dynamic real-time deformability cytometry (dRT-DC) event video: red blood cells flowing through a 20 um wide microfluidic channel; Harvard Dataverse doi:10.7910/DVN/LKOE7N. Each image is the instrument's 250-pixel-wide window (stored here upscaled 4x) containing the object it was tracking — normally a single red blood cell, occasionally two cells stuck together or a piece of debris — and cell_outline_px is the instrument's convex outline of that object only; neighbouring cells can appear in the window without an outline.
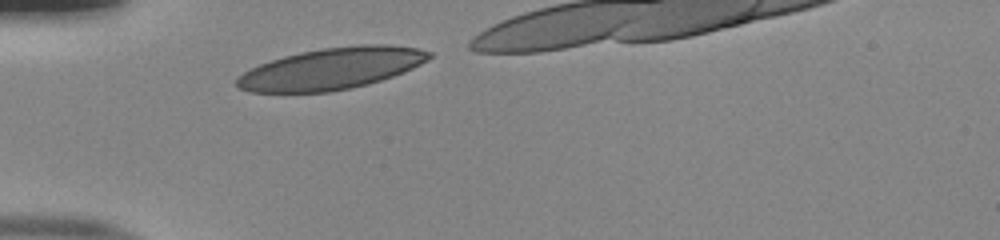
{"species": "human", "species_latin": "Homo sapiens", "temperature_condition": "room temperature", "stored_images_in_passage": 28, "camera_frame_rate_fps": 3000, "um_per_image_px": 0.085, "donor": {"sex": "male"}, "frame": {"image": 1, "passage_image": 1, "time_ms": 0.0, "image_size_px": [1000, 240], "cell_outline_px": [[432, 56], [428, 60], [404, 72], [368, 84], [352, 88], [328, 92], [252, 92], [236, 88], [236, 76], [260, 64], [284, 56], [300, 52], [320, 48], [360, 44], [388, 44], [420, 48], [432, 52]], "centroid_in_image_um": [28.18, 5.82], "position_along_channel_um": 56.8, "area_um2": 46.7}}
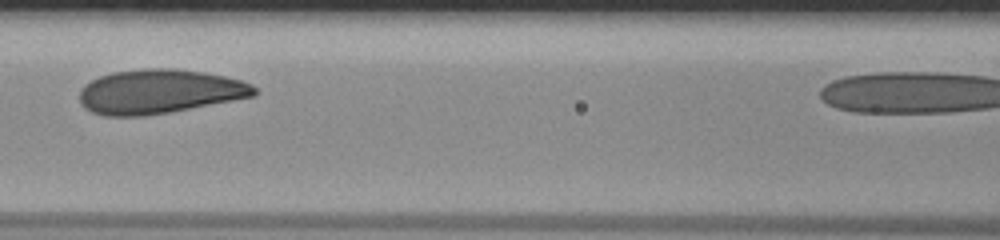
{"frame": {"image": 2, "passage_image": 9, "time_ms": 2.667, "image_size_px": [1000, 240], "cell_outline_px": [[256, 96], [168, 112], [144, 116], [104, 116], [92, 112], [84, 108], [80, 104], [80, 88], [84, 84], [100, 76], [112, 72], [144, 68], [172, 68], [204, 72], [224, 76], [240, 80], [252, 84], [256, 88]], "centroid_in_image_um": [13.52, 7.78], "position_along_channel_um": 153.1, "area_um2": 45.14}}
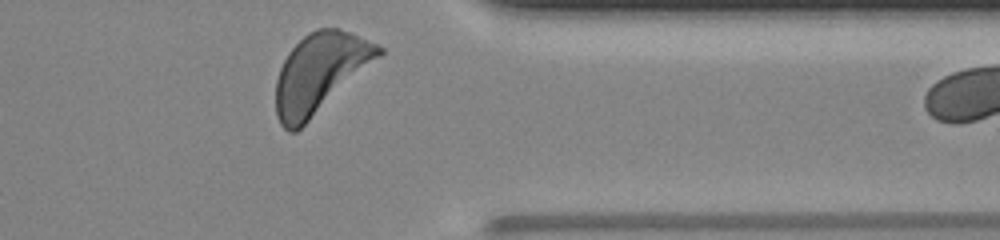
{"frame": {"image": 3, "passage_image": 27, "time_ms": 8.667, "image_size_px": [1000, 240], "cell_outline_px": [[384, 52], [380, 56], [296, 132], [288, 132], [280, 124], [276, 116], [276, 80], [280, 68], [288, 52], [308, 32], [316, 28], [340, 28], [376, 44], [384, 48]], "centroid_in_image_um": [27.16, 6.2], "position_along_channel_um": 384.2, "area_um2": 46.82}}